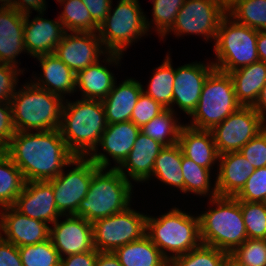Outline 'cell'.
Returning a JSON list of instances; mask_svg holds the SVG:
<instances>
[{"mask_svg":"<svg viewBox=\"0 0 266 266\" xmlns=\"http://www.w3.org/2000/svg\"><path fill=\"white\" fill-rule=\"evenodd\" d=\"M228 253L215 247L201 244L184 255L170 259L171 266H222Z\"/></svg>","mask_w":266,"mask_h":266,"instance_id":"74e56055","label":"cell"},{"mask_svg":"<svg viewBox=\"0 0 266 266\" xmlns=\"http://www.w3.org/2000/svg\"><path fill=\"white\" fill-rule=\"evenodd\" d=\"M142 90L141 82L132 78L124 80L119 86L115 83L109 94L102 100L107 124L130 121Z\"/></svg>","mask_w":266,"mask_h":266,"instance_id":"d4e9b609","label":"cell"},{"mask_svg":"<svg viewBox=\"0 0 266 266\" xmlns=\"http://www.w3.org/2000/svg\"><path fill=\"white\" fill-rule=\"evenodd\" d=\"M1 4L10 6L22 14H31V9L43 13L46 10L45 0H0Z\"/></svg>","mask_w":266,"mask_h":266,"instance_id":"681fc988","label":"cell"},{"mask_svg":"<svg viewBox=\"0 0 266 266\" xmlns=\"http://www.w3.org/2000/svg\"><path fill=\"white\" fill-rule=\"evenodd\" d=\"M233 81L237 101L253 106L266 83V63L258 61L228 73Z\"/></svg>","mask_w":266,"mask_h":266,"instance_id":"4316f807","label":"cell"},{"mask_svg":"<svg viewBox=\"0 0 266 266\" xmlns=\"http://www.w3.org/2000/svg\"><path fill=\"white\" fill-rule=\"evenodd\" d=\"M210 202L216 207L198 216L201 242L230 254L248 239L240 201L216 196Z\"/></svg>","mask_w":266,"mask_h":266,"instance_id":"3957f363","label":"cell"},{"mask_svg":"<svg viewBox=\"0 0 266 266\" xmlns=\"http://www.w3.org/2000/svg\"><path fill=\"white\" fill-rule=\"evenodd\" d=\"M105 171V172H104ZM132 183L116 168H99L92 176L89 191L74 216L95 222L130 206Z\"/></svg>","mask_w":266,"mask_h":266,"instance_id":"277c9868","label":"cell"},{"mask_svg":"<svg viewBox=\"0 0 266 266\" xmlns=\"http://www.w3.org/2000/svg\"><path fill=\"white\" fill-rule=\"evenodd\" d=\"M245 266H266V239H246L232 253Z\"/></svg>","mask_w":266,"mask_h":266,"instance_id":"60d3db41","label":"cell"},{"mask_svg":"<svg viewBox=\"0 0 266 266\" xmlns=\"http://www.w3.org/2000/svg\"><path fill=\"white\" fill-rule=\"evenodd\" d=\"M165 109L160 103L142 92L132 111L131 121L141 128Z\"/></svg>","mask_w":266,"mask_h":266,"instance_id":"7bdbcfd3","label":"cell"},{"mask_svg":"<svg viewBox=\"0 0 266 266\" xmlns=\"http://www.w3.org/2000/svg\"><path fill=\"white\" fill-rule=\"evenodd\" d=\"M95 266H122L114 252H99Z\"/></svg>","mask_w":266,"mask_h":266,"instance_id":"816d5d0a","label":"cell"},{"mask_svg":"<svg viewBox=\"0 0 266 266\" xmlns=\"http://www.w3.org/2000/svg\"><path fill=\"white\" fill-rule=\"evenodd\" d=\"M114 254L122 266H165L168 263L147 235L117 248Z\"/></svg>","mask_w":266,"mask_h":266,"instance_id":"f1b7e54d","label":"cell"},{"mask_svg":"<svg viewBox=\"0 0 266 266\" xmlns=\"http://www.w3.org/2000/svg\"><path fill=\"white\" fill-rule=\"evenodd\" d=\"M83 4L89 10L92 20L100 26L107 17L112 0H82Z\"/></svg>","mask_w":266,"mask_h":266,"instance_id":"c3c4849f","label":"cell"},{"mask_svg":"<svg viewBox=\"0 0 266 266\" xmlns=\"http://www.w3.org/2000/svg\"><path fill=\"white\" fill-rule=\"evenodd\" d=\"M181 163L182 150L179 144L164 146L156 157L151 176H155L167 185L177 187L184 193Z\"/></svg>","mask_w":266,"mask_h":266,"instance_id":"f546056e","label":"cell"},{"mask_svg":"<svg viewBox=\"0 0 266 266\" xmlns=\"http://www.w3.org/2000/svg\"><path fill=\"white\" fill-rule=\"evenodd\" d=\"M222 266H245L244 264L240 263L235 257L231 254H227L223 260Z\"/></svg>","mask_w":266,"mask_h":266,"instance_id":"11a10c76","label":"cell"},{"mask_svg":"<svg viewBox=\"0 0 266 266\" xmlns=\"http://www.w3.org/2000/svg\"><path fill=\"white\" fill-rule=\"evenodd\" d=\"M147 214L131 207L92 223L93 244L98 252H114L117 248L142 239L146 235Z\"/></svg>","mask_w":266,"mask_h":266,"instance_id":"30bf717a","label":"cell"},{"mask_svg":"<svg viewBox=\"0 0 266 266\" xmlns=\"http://www.w3.org/2000/svg\"><path fill=\"white\" fill-rule=\"evenodd\" d=\"M23 266H59L60 256L51 240L18 247Z\"/></svg>","mask_w":266,"mask_h":266,"instance_id":"8d00e7d4","label":"cell"},{"mask_svg":"<svg viewBox=\"0 0 266 266\" xmlns=\"http://www.w3.org/2000/svg\"><path fill=\"white\" fill-rule=\"evenodd\" d=\"M49 239L60 258L94 250L93 226L83 217L67 215L66 219L53 223Z\"/></svg>","mask_w":266,"mask_h":266,"instance_id":"9a60e30c","label":"cell"},{"mask_svg":"<svg viewBox=\"0 0 266 266\" xmlns=\"http://www.w3.org/2000/svg\"><path fill=\"white\" fill-rule=\"evenodd\" d=\"M248 238L266 239V203L240 201Z\"/></svg>","mask_w":266,"mask_h":266,"instance_id":"f35d334b","label":"cell"},{"mask_svg":"<svg viewBox=\"0 0 266 266\" xmlns=\"http://www.w3.org/2000/svg\"><path fill=\"white\" fill-rule=\"evenodd\" d=\"M181 168L184 179V193L192 192L196 195H209L210 198L218 196L216 186L210 191V169L196 164L191 159L185 157L182 153Z\"/></svg>","mask_w":266,"mask_h":266,"instance_id":"d590c367","label":"cell"},{"mask_svg":"<svg viewBox=\"0 0 266 266\" xmlns=\"http://www.w3.org/2000/svg\"><path fill=\"white\" fill-rule=\"evenodd\" d=\"M152 2V22L156 25V32L164 38L172 29L178 11L185 0H152Z\"/></svg>","mask_w":266,"mask_h":266,"instance_id":"ab89813d","label":"cell"},{"mask_svg":"<svg viewBox=\"0 0 266 266\" xmlns=\"http://www.w3.org/2000/svg\"><path fill=\"white\" fill-rule=\"evenodd\" d=\"M227 12L216 0H185L169 32L203 35L205 40L216 38L221 19Z\"/></svg>","mask_w":266,"mask_h":266,"instance_id":"5bb4252c","label":"cell"},{"mask_svg":"<svg viewBox=\"0 0 266 266\" xmlns=\"http://www.w3.org/2000/svg\"><path fill=\"white\" fill-rule=\"evenodd\" d=\"M15 133L11 104L0 102V144L5 148Z\"/></svg>","mask_w":266,"mask_h":266,"instance_id":"bcb514c9","label":"cell"},{"mask_svg":"<svg viewBox=\"0 0 266 266\" xmlns=\"http://www.w3.org/2000/svg\"><path fill=\"white\" fill-rule=\"evenodd\" d=\"M174 113V110L165 109L143 125L140 131L164 146L177 144L179 133L183 125L178 123Z\"/></svg>","mask_w":266,"mask_h":266,"instance_id":"d6a6232c","label":"cell"},{"mask_svg":"<svg viewBox=\"0 0 266 266\" xmlns=\"http://www.w3.org/2000/svg\"><path fill=\"white\" fill-rule=\"evenodd\" d=\"M0 266H23L17 246L0 236Z\"/></svg>","mask_w":266,"mask_h":266,"instance_id":"7dc6e473","label":"cell"},{"mask_svg":"<svg viewBox=\"0 0 266 266\" xmlns=\"http://www.w3.org/2000/svg\"><path fill=\"white\" fill-rule=\"evenodd\" d=\"M106 127L101 100L81 98L75 102H64L59 131L75 157H88L97 148Z\"/></svg>","mask_w":266,"mask_h":266,"instance_id":"7a4b0ae2","label":"cell"},{"mask_svg":"<svg viewBox=\"0 0 266 266\" xmlns=\"http://www.w3.org/2000/svg\"><path fill=\"white\" fill-rule=\"evenodd\" d=\"M18 67L0 63V102H10L18 82V75L23 73ZM20 71V72H19Z\"/></svg>","mask_w":266,"mask_h":266,"instance_id":"f6af8a7d","label":"cell"},{"mask_svg":"<svg viewBox=\"0 0 266 266\" xmlns=\"http://www.w3.org/2000/svg\"><path fill=\"white\" fill-rule=\"evenodd\" d=\"M215 69L213 63H191L175 69L173 105L191 115L199 102L208 75Z\"/></svg>","mask_w":266,"mask_h":266,"instance_id":"ac0fdd59","label":"cell"},{"mask_svg":"<svg viewBox=\"0 0 266 266\" xmlns=\"http://www.w3.org/2000/svg\"><path fill=\"white\" fill-rule=\"evenodd\" d=\"M4 151L20 169L26 182L56 178L63 167L72 165L75 157L59 129L16 132Z\"/></svg>","mask_w":266,"mask_h":266,"instance_id":"6da1fadb","label":"cell"},{"mask_svg":"<svg viewBox=\"0 0 266 266\" xmlns=\"http://www.w3.org/2000/svg\"><path fill=\"white\" fill-rule=\"evenodd\" d=\"M25 183L20 169L3 151L0 154V207L13 206L16 198L22 193Z\"/></svg>","mask_w":266,"mask_h":266,"instance_id":"4dcf8cb0","label":"cell"},{"mask_svg":"<svg viewBox=\"0 0 266 266\" xmlns=\"http://www.w3.org/2000/svg\"><path fill=\"white\" fill-rule=\"evenodd\" d=\"M4 151V147L0 144V154Z\"/></svg>","mask_w":266,"mask_h":266,"instance_id":"6f0895ef","label":"cell"},{"mask_svg":"<svg viewBox=\"0 0 266 266\" xmlns=\"http://www.w3.org/2000/svg\"><path fill=\"white\" fill-rule=\"evenodd\" d=\"M239 201H266V167L255 169L246 181L245 186L235 196Z\"/></svg>","mask_w":266,"mask_h":266,"instance_id":"b9f144b4","label":"cell"},{"mask_svg":"<svg viewBox=\"0 0 266 266\" xmlns=\"http://www.w3.org/2000/svg\"><path fill=\"white\" fill-rule=\"evenodd\" d=\"M178 144L183 155L201 167L211 170L212 164L219 160L211 130L196 129L183 124Z\"/></svg>","mask_w":266,"mask_h":266,"instance_id":"cb8c5ba5","label":"cell"},{"mask_svg":"<svg viewBox=\"0 0 266 266\" xmlns=\"http://www.w3.org/2000/svg\"><path fill=\"white\" fill-rule=\"evenodd\" d=\"M227 14L239 24L266 30V0H238Z\"/></svg>","mask_w":266,"mask_h":266,"instance_id":"e575fe53","label":"cell"},{"mask_svg":"<svg viewBox=\"0 0 266 266\" xmlns=\"http://www.w3.org/2000/svg\"><path fill=\"white\" fill-rule=\"evenodd\" d=\"M252 107L266 120V83L261 89L256 103Z\"/></svg>","mask_w":266,"mask_h":266,"instance_id":"db71d44e","label":"cell"},{"mask_svg":"<svg viewBox=\"0 0 266 266\" xmlns=\"http://www.w3.org/2000/svg\"><path fill=\"white\" fill-rule=\"evenodd\" d=\"M140 133V127L136 126L131 120L120 123L107 124L101 135L97 148L88 156L99 168L106 169L110 165L107 155L98 152L99 145L103 151L107 152L116 162L115 167H119L129 152L133 148L135 140ZM98 152V153H97Z\"/></svg>","mask_w":266,"mask_h":266,"instance_id":"2e32d148","label":"cell"},{"mask_svg":"<svg viewBox=\"0 0 266 266\" xmlns=\"http://www.w3.org/2000/svg\"><path fill=\"white\" fill-rule=\"evenodd\" d=\"M63 5V12L58 19L66 32H97L99 26L92 20L82 0H57ZM65 4V6H64Z\"/></svg>","mask_w":266,"mask_h":266,"instance_id":"836d02e7","label":"cell"},{"mask_svg":"<svg viewBox=\"0 0 266 266\" xmlns=\"http://www.w3.org/2000/svg\"><path fill=\"white\" fill-rule=\"evenodd\" d=\"M257 52L259 61L266 63V30L258 31Z\"/></svg>","mask_w":266,"mask_h":266,"instance_id":"f5cc1de1","label":"cell"},{"mask_svg":"<svg viewBox=\"0 0 266 266\" xmlns=\"http://www.w3.org/2000/svg\"><path fill=\"white\" fill-rule=\"evenodd\" d=\"M239 153L255 169L266 167V127L244 145Z\"/></svg>","mask_w":266,"mask_h":266,"instance_id":"ee69618b","label":"cell"},{"mask_svg":"<svg viewBox=\"0 0 266 266\" xmlns=\"http://www.w3.org/2000/svg\"><path fill=\"white\" fill-rule=\"evenodd\" d=\"M242 105L237 101L234 85L228 73L214 69L207 77L196 109L190 115V127L212 130Z\"/></svg>","mask_w":266,"mask_h":266,"instance_id":"ba28073f","label":"cell"},{"mask_svg":"<svg viewBox=\"0 0 266 266\" xmlns=\"http://www.w3.org/2000/svg\"><path fill=\"white\" fill-rule=\"evenodd\" d=\"M219 171L216 177L218 196L235 197L245 186L255 168L239 151L219 155Z\"/></svg>","mask_w":266,"mask_h":266,"instance_id":"603a6c76","label":"cell"},{"mask_svg":"<svg viewBox=\"0 0 266 266\" xmlns=\"http://www.w3.org/2000/svg\"><path fill=\"white\" fill-rule=\"evenodd\" d=\"M41 14V15H40ZM37 16L29 21L30 13L25 14L24 47L32 57L51 54L65 35L66 31L59 19L56 21Z\"/></svg>","mask_w":266,"mask_h":266,"instance_id":"ffe728a7","label":"cell"},{"mask_svg":"<svg viewBox=\"0 0 266 266\" xmlns=\"http://www.w3.org/2000/svg\"><path fill=\"white\" fill-rule=\"evenodd\" d=\"M25 14L0 4V63L18 64L16 56L26 52L24 47Z\"/></svg>","mask_w":266,"mask_h":266,"instance_id":"7402d4cb","label":"cell"},{"mask_svg":"<svg viewBox=\"0 0 266 266\" xmlns=\"http://www.w3.org/2000/svg\"><path fill=\"white\" fill-rule=\"evenodd\" d=\"M163 148L164 145L140 131L128 156L116 169L128 181L130 178L135 182H145L151 178L154 162Z\"/></svg>","mask_w":266,"mask_h":266,"instance_id":"44dd1931","label":"cell"},{"mask_svg":"<svg viewBox=\"0 0 266 266\" xmlns=\"http://www.w3.org/2000/svg\"><path fill=\"white\" fill-rule=\"evenodd\" d=\"M100 61L76 73V89L81 91L82 99L103 100L112 90L116 80Z\"/></svg>","mask_w":266,"mask_h":266,"instance_id":"83f0119b","label":"cell"},{"mask_svg":"<svg viewBox=\"0 0 266 266\" xmlns=\"http://www.w3.org/2000/svg\"><path fill=\"white\" fill-rule=\"evenodd\" d=\"M64 98L26 83L11 98L13 123L16 132L59 129Z\"/></svg>","mask_w":266,"mask_h":266,"instance_id":"5b68a950","label":"cell"},{"mask_svg":"<svg viewBox=\"0 0 266 266\" xmlns=\"http://www.w3.org/2000/svg\"><path fill=\"white\" fill-rule=\"evenodd\" d=\"M265 122L252 106H241L211 130L218 154L239 151L266 127Z\"/></svg>","mask_w":266,"mask_h":266,"instance_id":"7c38bea8","label":"cell"},{"mask_svg":"<svg viewBox=\"0 0 266 266\" xmlns=\"http://www.w3.org/2000/svg\"><path fill=\"white\" fill-rule=\"evenodd\" d=\"M138 0H119L98 28V36L108 53L123 54L127 46L147 34L150 24Z\"/></svg>","mask_w":266,"mask_h":266,"instance_id":"9c48e42d","label":"cell"},{"mask_svg":"<svg viewBox=\"0 0 266 266\" xmlns=\"http://www.w3.org/2000/svg\"><path fill=\"white\" fill-rule=\"evenodd\" d=\"M43 72V78L32 82L38 88L49 91L64 98V94L70 95L76 92V74L66 66L54 53L36 57Z\"/></svg>","mask_w":266,"mask_h":266,"instance_id":"484cf974","label":"cell"},{"mask_svg":"<svg viewBox=\"0 0 266 266\" xmlns=\"http://www.w3.org/2000/svg\"><path fill=\"white\" fill-rule=\"evenodd\" d=\"M75 168L64 170L48 180L53 187L56 207L62 216L75 215L79 203L86 197L93 174L99 167L89 157H74Z\"/></svg>","mask_w":266,"mask_h":266,"instance_id":"8fae6325","label":"cell"},{"mask_svg":"<svg viewBox=\"0 0 266 266\" xmlns=\"http://www.w3.org/2000/svg\"><path fill=\"white\" fill-rule=\"evenodd\" d=\"M13 207L32 219L53 224L62 215L56 207L54 191L49 181H27Z\"/></svg>","mask_w":266,"mask_h":266,"instance_id":"d6986e66","label":"cell"},{"mask_svg":"<svg viewBox=\"0 0 266 266\" xmlns=\"http://www.w3.org/2000/svg\"><path fill=\"white\" fill-rule=\"evenodd\" d=\"M98 253L99 252L94 249L89 252L65 256L60 259L59 266H95Z\"/></svg>","mask_w":266,"mask_h":266,"instance_id":"f907efd6","label":"cell"},{"mask_svg":"<svg viewBox=\"0 0 266 266\" xmlns=\"http://www.w3.org/2000/svg\"><path fill=\"white\" fill-rule=\"evenodd\" d=\"M49 235L50 226L46 222L25 216L13 206L1 208L0 236L4 240L20 247L48 240Z\"/></svg>","mask_w":266,"mask_h":266,"instance_id":"e0dca14e","label":"cell"},{"mask_svg":"<svg viewBox=\"0 0 266 266\" xmlns=\"http://www.w3.org/2000/svg\"><path fill=\"white\" fill-rule=\"evenodd\" d=\"M258 31L237 23L226 14L220 21L215 38L214 51L217 60L212 62L215 69L229 73L258 62Z\"/></svg>","mask_w":266,"mask_h":266,"instance_id":"52a82bcc","label":"cell"},{"mask_svg":"<svg viewBox=\"0 0 266 266\" xmlns=\"http://www.w3.org/2000/svg\"><path fill=\"white\" fill-rule=\"evenodd\" d=\"M217 3L228 12L229 9L238 1V0H216Z\"/></svg>","mask_w":266,"mask_h":266,"instance_id":"9f6ffc18","label":"cell"},{"mask_svg":"<svg viewBox=\"0 0 266 266\" xmlns=\"http://www.w3.org/2000/svg\"><path fill=\"white\" fill-rule=\"evenodd\" d=\"M146 235L168 261L202 244L199 217L182 212L176 207L159 218L147 216Z\"/></svg>","mask_w":266,"mask_h":266,"instance_id":"8992f818","label":"cell"},{"mask_svg":"<svg viewBox=\"0 0 266 266\" xmlns=\"http://www.w3.org/2000/svg\"><path fill=\"white\" fill-rule=\"evenodd\" d=\"M154 71L147 90L143 88L142 91L164 108L173 110L175 69L172 67L170 56L167 55L163 64Z\"/></svg>","mask_w":266,"mask_h":266,"instance_id":"1f68e13d","label":"cell"},{"mask_svg":"<svg viewBox=\"0 0 266 266\" xmlns=\"http://www.w3.org/2000/svg\"><path fill=\"white\" fill-rule=\"evenodd\" d=\"M53 53L75 74L98 62L105 53L108 64H120L122 58L121 54L104 49L97 32H66Z\"/></svg>","mask_w":266,"mask_h":266,"instance_id":"4fadbf2b","label":"cell"}]
</instances>
